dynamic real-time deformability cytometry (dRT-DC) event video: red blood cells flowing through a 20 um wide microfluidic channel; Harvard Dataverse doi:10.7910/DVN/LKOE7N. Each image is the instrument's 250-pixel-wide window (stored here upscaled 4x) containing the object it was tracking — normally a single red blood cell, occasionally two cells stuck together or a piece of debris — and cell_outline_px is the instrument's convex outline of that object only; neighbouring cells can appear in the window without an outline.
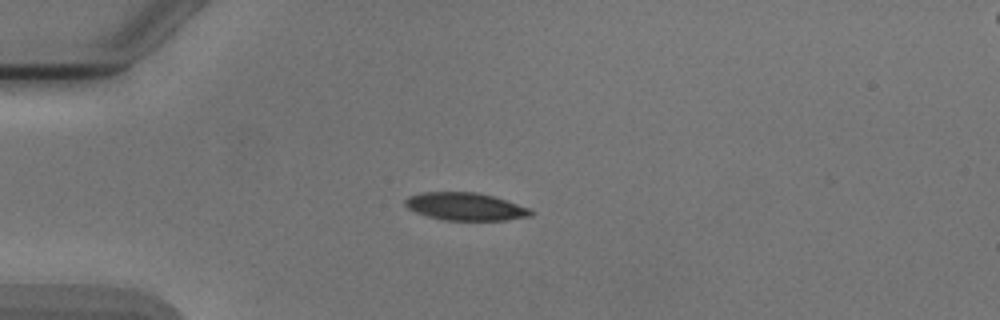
{"species": "Egyptian fruit bat (a non-hibernating species)", "species_latin": "Rousettus aegyptiacus", "temperature_condition": "cold", "stored_images_in_passage": 7, "camera_frame_rate_fps": 3000, "um_per_image_px": 0.085, "animal": {"sex": "male"}, "frame": {"image": 1, "passage_image": 4, "time_ms": 4.333, "image_size_px": [1000, 320], "cell_outline_px": [[536, 212], [532, 216], [504, 220], [444, 220], [428, 216], [416, 212], [408, 208], [404, 204], [404, 200], [408, 196], [424, 192], [476, 192], [492, 196], [528, 208]], "centroid_in_image_um": [39.54, 17.56], "position_along_channel_um": 45.5, "area_um2": 20.11}}
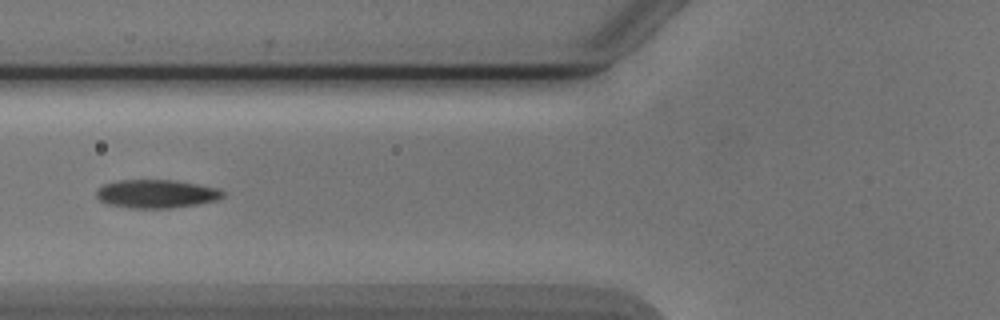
{"frame": {"image": 2, "passage_image": 6, "time_ms": 6.667, "image_size_px": [1000, 320], "cell_outline_px": [[224, 196], [216, 200], [196, 204], [172, 208], [128, 208], [108, 204], [100, 200], [96, 196], [96, 192], [104, 184], [120, 180], [172, 180], [220, 188], [224, 192]], "centroid_in_image_um": [13.3, 16.48], "position_along_channel_um": 112.5, "area_um2": 20.81}}
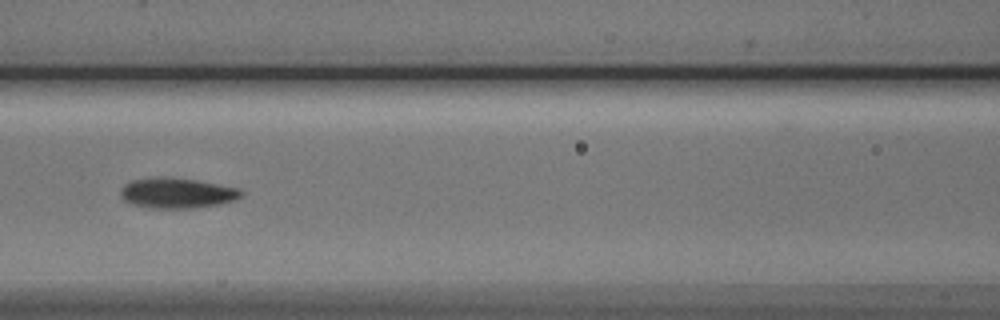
{"frame": {"image": 3, "passage_image": 7, "time_ms": 7.667, "image_size_px": [1000, 320], "cell_outline_px": [[244, 196], [236, 200], [220, 204], [192, 208], [148, 208], [128, 204], [120, 196], [120, 188], [124, 184], [132, 180], [160, 176], [196, 180], [240, 188], [244, 192]], "centroid_in_image_um": [15.04, 16.41], "position_along_channel_um": 151.6, "area_um2": 21.73}}